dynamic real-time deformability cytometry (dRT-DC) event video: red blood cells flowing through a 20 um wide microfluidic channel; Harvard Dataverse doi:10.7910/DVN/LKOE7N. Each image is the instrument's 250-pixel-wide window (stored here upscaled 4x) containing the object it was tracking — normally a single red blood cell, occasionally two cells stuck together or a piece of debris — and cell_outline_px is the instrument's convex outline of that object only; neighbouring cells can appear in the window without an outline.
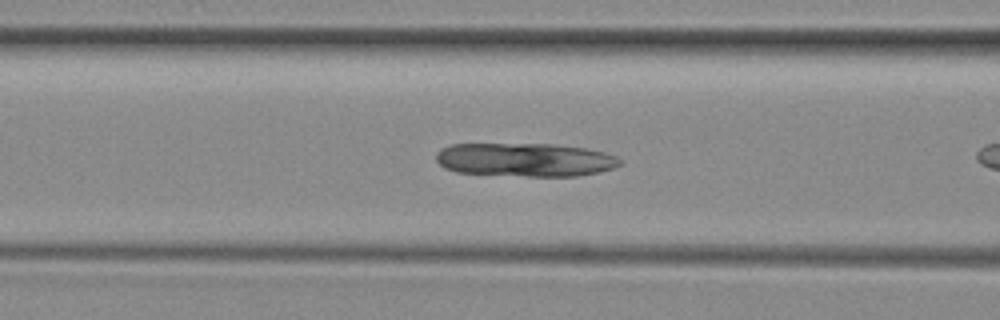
{"species": "common noctule bat (a hibernating species)", "species_latin": "Nyctalus noctula", "temperature_condition": "room temperature", "stored_images_in_passage": 9, "camera_frame_rate_fps": 3000, "um_per_image_px": 0.085, "animal": {"sex": "female", "body_mass_g": 29.2, "forearm_length_mm": 56.3}, "frame": {"image": 1, "passage_image": 8, "time_ms": 2.333, "image_size_px": [1000, 320], "cell_outline_px": [[624, 164], [600, 172], [576, 176], [528, 176], [456, 172], [444, 168], [436, 160], [436, 152], [440, 148], [452, 144], [552, 144], [584, 148], [604, 152], [616, 156], [624, 160]], "centroid_in_image_um": [44.65, 13.58], "position_along_channel_um": 121.9, "area_um2": 36.13}}